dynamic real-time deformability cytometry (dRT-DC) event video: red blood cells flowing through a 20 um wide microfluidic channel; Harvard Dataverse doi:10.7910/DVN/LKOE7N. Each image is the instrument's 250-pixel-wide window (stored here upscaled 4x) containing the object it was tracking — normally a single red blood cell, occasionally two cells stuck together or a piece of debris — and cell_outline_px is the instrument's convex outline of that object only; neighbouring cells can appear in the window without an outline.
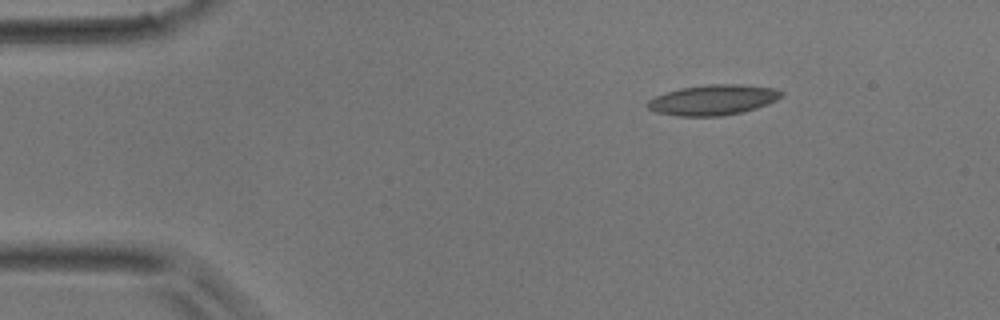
{"species": "common noctule bat (a hibernating species)", "species_latin": "Nyctalus noctula", "temperature_condition": "room temperature", "stored_images_in_passage": 34, "camera_frame_rate_fps": 3000, "um_per_image_px": 0.085, "animal": {"sex": "male", "body_mass_g": 17.9}, "frame": {"image": 1, "passage_image": 1, "time_ms": 0.0, "image_size_px": [1000, 320], "cell_outline_px": [[784, 92], [776, 100], [768, 104], [744, 112], [720, 116], [676, 116], [656, 112], [648, 108], [644, 104], [648, 100], [656, 96], [680, 88], [708, 84], [740, 84], [772, 88]], "centroid_in_image_um": [60.58, 8.5], "position_along_channel_um": 24.4, "area_um2": 23.64}}
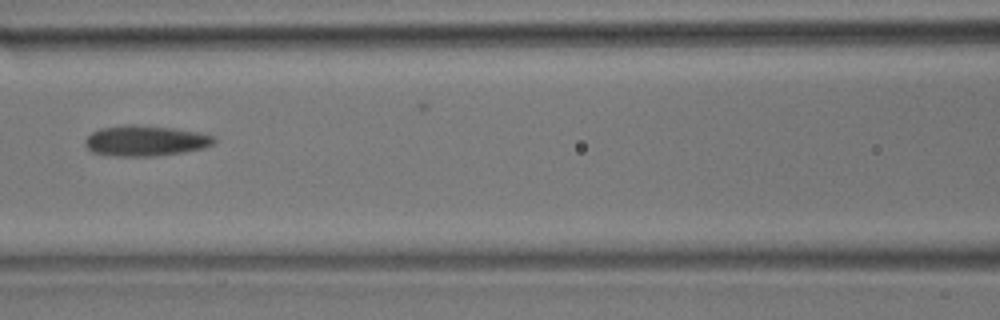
{"frame": {"image": 2, "passage_image": 16, "time_ms": 5.0, "image_size_px": [1000, 320], "cell_outline_px": [[216, 140], [212, 144], [204, 148], [184, 152], [156, 156], [112, 156], [92, 152], [84, 144], [84, 140], [92, 132], [100, 128], [128, 124], [132, 124], [172, 128], [200, 132], [212, 136]], "centroid_in_image_um": [12.34, 11.97], "position_along_channel_um": 154.3, "area_um2": 23.0}}
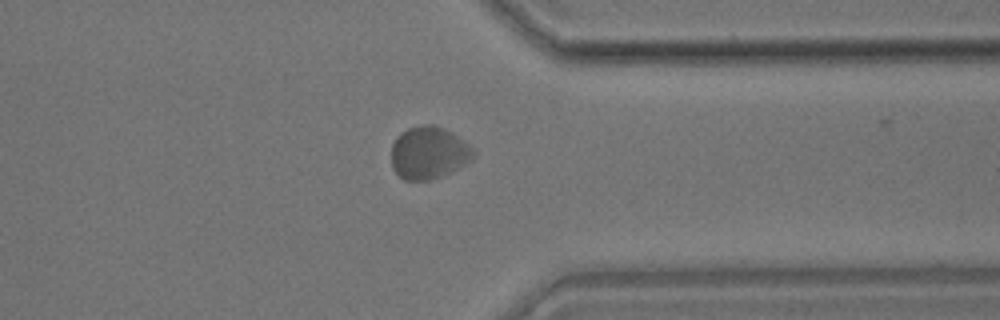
{"frame": {"image": 3, "passage_image": 33, "time_ms": 10.667, "image_size_px": [1000, 320], "cell_outline_px": [[476, 156], [472, 160], [432, 180], [404, 180], [392, 168], [392, 144], [396, 136], [400, 132], [408, 128], [420, 124], [432, 124], [444, 128], [452, 132], [464, 140], [476, 152]], "centroid_in_image_um": [36.43, 12.96], "position_along_channel_um": 375.0, "area_um2": 25.2}}